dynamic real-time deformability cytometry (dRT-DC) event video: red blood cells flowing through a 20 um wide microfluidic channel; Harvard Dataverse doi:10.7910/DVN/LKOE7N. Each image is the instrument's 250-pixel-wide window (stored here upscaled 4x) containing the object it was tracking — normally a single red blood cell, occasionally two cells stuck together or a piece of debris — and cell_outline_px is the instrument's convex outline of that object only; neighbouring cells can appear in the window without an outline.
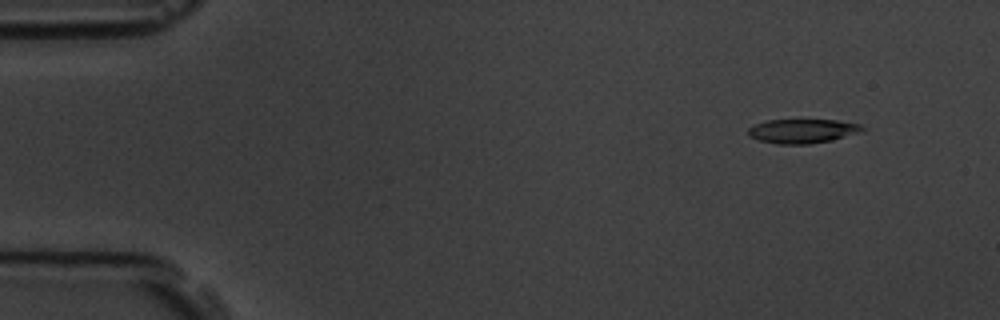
{"species": "common noctule bat (a hibernating species)", "species_latin": "Nyctalus noctula", "temperature_condition": "room temperature", "stored_images_in_passage": 5, "camera_frame_rate_fps": 3000, "um_per_image_px": 0.085, "animal": {"sex": "male", "body_mass_g": 19.5, "forearm_length_mm": 54.6}, "frame": {"image": 1, "passage_image": 2, "time_ms": 1.0, "image_size_px": [1000, 320], "cell_outline_px": [[864, 132], [832, 140], [808, 144], [776, 144], [760, 140], [748, 136], [748, 128], [756, 124], [768, 120], [836, 120], [860, 124], [864, 128]], "centroid_in_image_um": [68.24, 11.14], "position_along_channel_um": 16.8, "area_um2": 16.13}}
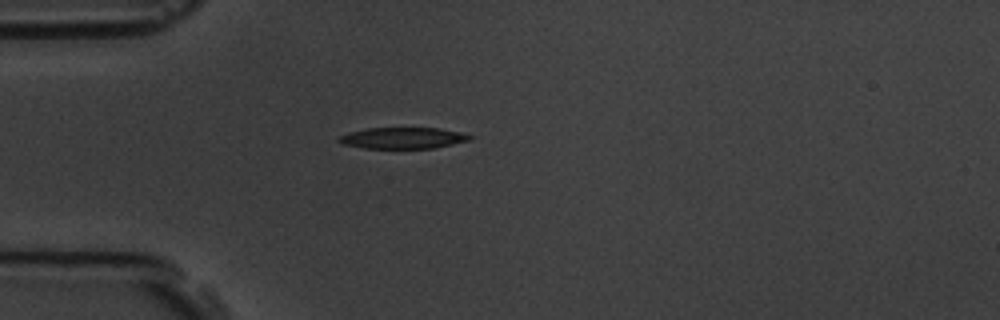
{"frame": {"image": 2, "passage_image": 5, "time_ms": 4.333, "image_size_px": [1000, 320], "cell_outline_px": [[472, 136], [468, 140], [452, 144], [432, 148], [364, 148], [344, 144], [336, 140], [340, 136], [348, 132], [368, 128], [436, 128], [460, 132]], "centroid_in_image_um": [34.19, 11.73], "position_along_channel_um": 50.8, "area_um2": 15.95}}